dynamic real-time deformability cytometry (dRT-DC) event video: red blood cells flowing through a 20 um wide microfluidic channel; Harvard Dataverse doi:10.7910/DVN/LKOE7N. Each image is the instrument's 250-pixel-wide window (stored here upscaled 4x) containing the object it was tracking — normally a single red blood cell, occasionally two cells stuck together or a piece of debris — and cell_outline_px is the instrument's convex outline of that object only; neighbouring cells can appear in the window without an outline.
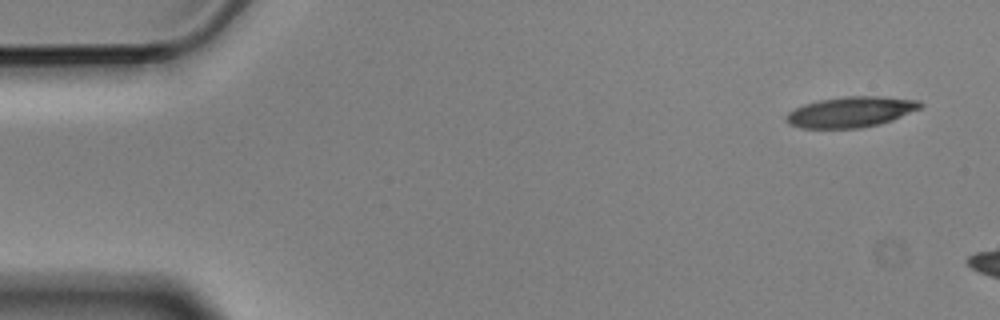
{"species": "Egyptian fruit bat (a non-hibernating species)", "species_latin": "Rousettus aegyptiacus", "temperature_condition": "cold", "stored_images_in_passage": 6, "camera_frame_rate_fps": 3000, "um_per_image_px": 0.085, "animal": {"sex": "male"}, "frame": {"image": 1, "passage_image": 1, "time_ms": 0.0, "image_size_px": [1000, 320], "cell_outline_px": [[924, 104], [920, 108], [892, 120], [880, 124], [860, 128], [800, 128], [788, 124], [784, 120], [784, 116], [788, 112], [804, 104], [820, 100], [844, 96], [876, 96], [920, 100]], "centroid_in_image_um": [72.29, 9.52], "position_along_channel_um": 12.7, "area_um2": 23.99}}
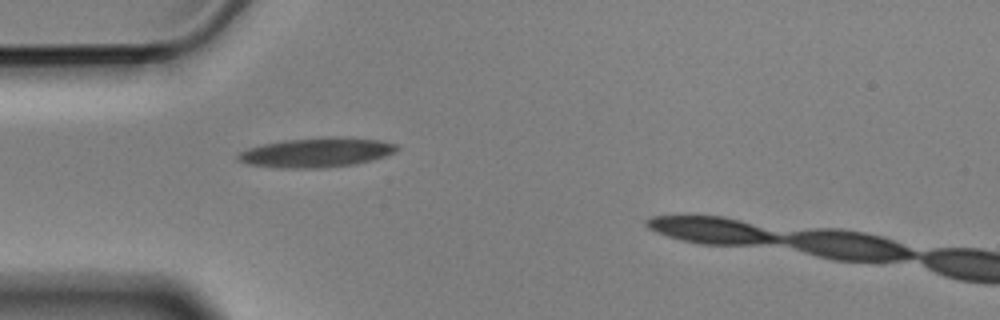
{"frame": {"image": 2, "passage_image": 5, "time_ms": 1.333, "image_size_px": [1000, 320], "cell_outline_px": [[400, 148], [396, 152], [372, 160], [356, 164], [324, 168], [276, 168], [248, 164], [236, 160], [236, 156], [240, 152], [248, 148], [264, 144], [284, 140], [380, 140], [396, 144]], "centroid_in_image_um": [26.83, 13.03], "position_along_channel_um": 58.2, "area_um2": 26.13}}